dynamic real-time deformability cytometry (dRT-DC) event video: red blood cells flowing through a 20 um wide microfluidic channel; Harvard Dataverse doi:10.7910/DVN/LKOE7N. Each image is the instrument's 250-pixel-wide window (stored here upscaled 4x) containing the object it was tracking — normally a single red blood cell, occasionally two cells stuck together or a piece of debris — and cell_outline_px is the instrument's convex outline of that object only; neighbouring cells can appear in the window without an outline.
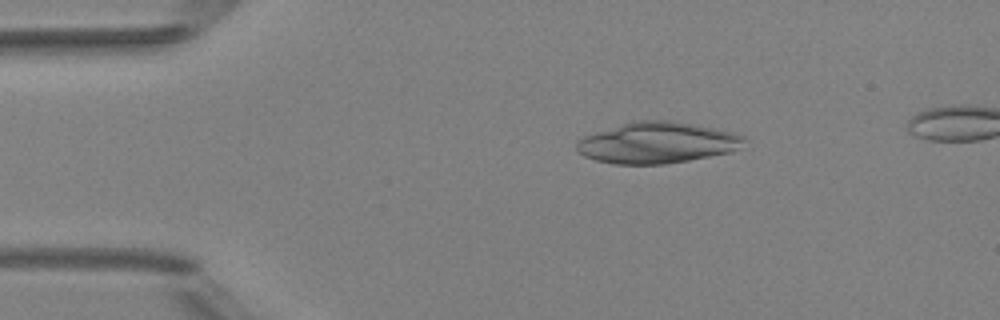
{"species": "Egyptian fruit bat (a non-hibernating species)", "species_latin": "Rousettus aegyptiacus", "temperature_condition": "room temperature", "stored_images_in_passage": 3, "camera_frame_rate_fps": 3000, "um_per_image_px": 0.085, "animal": {"sex": "female"}, "frame": {"image": 1, "passage_image": 1, "time_ms": 0.0, "image_size_px": [1000, 320], "cell_outline_px": [[748, 140], [732, 152], [688, 160], [664, 164], [612, 164], [596, 160], [584, 156], [576, 148], [576, 144], [584, 136], [632, 120], [668, 120], [716, 128], [732, 132], [744, 136]], "centroid_in_image_um": [55.87, 12.13], "position_along_channel_um": 29.1, "area_um2": 40.06}}